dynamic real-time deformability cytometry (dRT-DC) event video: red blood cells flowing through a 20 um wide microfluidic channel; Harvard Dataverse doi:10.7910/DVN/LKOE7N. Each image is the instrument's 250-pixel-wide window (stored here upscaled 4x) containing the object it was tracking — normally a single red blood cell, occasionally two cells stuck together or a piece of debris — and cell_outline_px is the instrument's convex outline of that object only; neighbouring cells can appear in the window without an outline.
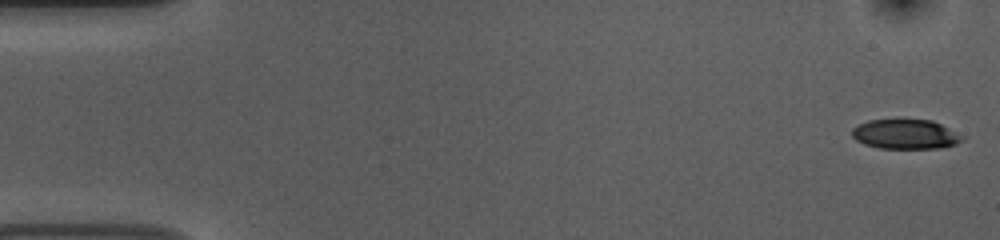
{"species": "common noctule bat (a hibernating species)", "species_latin": "Nyctalus noctula", "temperature_condition": "room temperature", "stored_images_in_passage": 53, "camera_frame_rate_fps": 3000, "um_per_image_px": 0.085, "animal": {"sex": "female", "body_mass_g": 10.0, "forearm_length_mm": 53.1}, "frame": {"image": 1, "passage_image": 1, "time_ms": 0.0, "image_size_px": [1000, 240], "cell_outline_px": [[964, 140], [956, 144], [944, 148], [880, 148], [864, 144], [856, 140], [852, 136], [852, 128], [868, 120], [932, 120], [964, 136]], "centroid_in_image_um": [76.98, 11.42], "position_along_channel_um": 8.0, "area_um2": 18.96}}
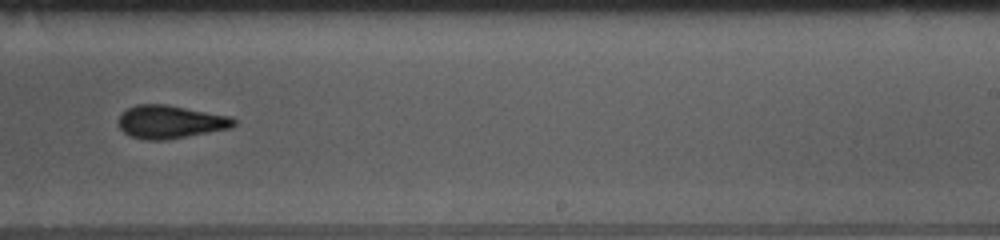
{"frame": {"image": 2, "passage_image": 33, "time_ms": 10.667, "image_size_px": [1000, 240], "cell_outline_px": [[236, 124], [232, 128], [164, 140], [148, 140], [132, 136], [124, 132], [120, 128], [120, 116], [128, 108], [136, 104], [168, 104], [232, 116], [236, 120]], "centroid_in_image_um": [14.54, 10.34], "position_along_channel_um": 274.5, "area_um2": 22.2}}
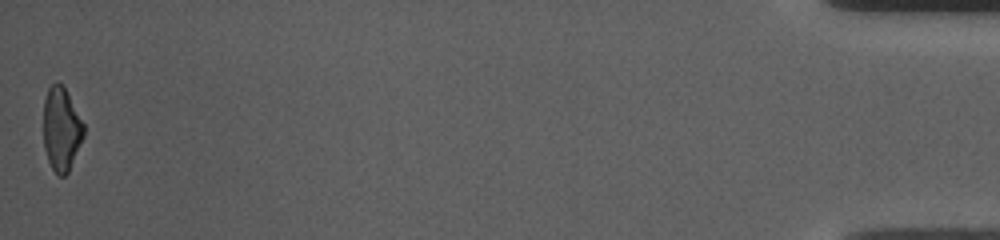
{"frame": {"image": 3, "passage_image": 53, "time_ms": 17.333, "image_size_px": [1000, 240], "cell_outline_px": [[84, 136], [68, 172], [64, 176], [60, 176], [52, 168], [48, 160], [44, 148], [44, 100], [48, 88], [56, 80], [64, 84], [84, 124]], "centroid_in_image_um": [5.22, 10.92], "position_along_channel_um": 430.0, "area_um2": 19.71}, "authors_computed_cell_mechanics": {"area_um2": 21.7906, "velocity_mm_per_s": 3.7491, "shape_relaxation_time_tau1_ms": 6.3605, "shape_relaxation_time_tau2_ms": 4.2686, "deformation_change_tau1": 0.1848, "deformation_change_tau2": 0.1278}}